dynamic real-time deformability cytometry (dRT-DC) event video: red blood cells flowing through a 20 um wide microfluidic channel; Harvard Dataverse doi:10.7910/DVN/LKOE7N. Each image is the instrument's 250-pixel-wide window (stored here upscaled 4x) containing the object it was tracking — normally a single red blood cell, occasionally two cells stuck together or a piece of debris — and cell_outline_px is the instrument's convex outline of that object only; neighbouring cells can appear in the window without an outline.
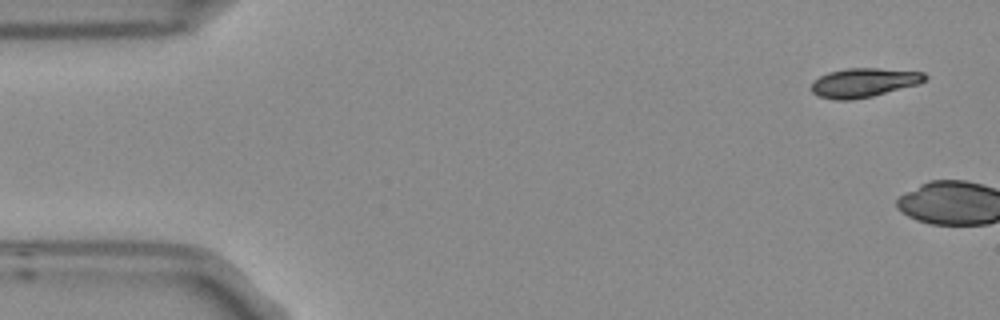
{"species": "Egyptian fruit bat (a non-hibernating species)", "species_latin": "Rousettus aegyptiacus", "temperature_condition": "room temperature", "stored_images_in_passage": 5, "camera_frame_rate_fps": 3000, "um_per_image_px": 0.085, "frame": {"image": 1, "passage_image": 1, "time_ms": 0.0, "image_size_px": [1000, 320], "cell_outline_px": [[928, 76], [920, 84], [872, 96], [852, 100], [836, 100], [816, 96], [808, 88], [820, 76], [828, 72], [848, 68], [876, 68], [924, 72]], "centroid_in_image_um": [73.41, 7.03], "position_along_channel_um": 11.6, "area_um2": 19.36}}